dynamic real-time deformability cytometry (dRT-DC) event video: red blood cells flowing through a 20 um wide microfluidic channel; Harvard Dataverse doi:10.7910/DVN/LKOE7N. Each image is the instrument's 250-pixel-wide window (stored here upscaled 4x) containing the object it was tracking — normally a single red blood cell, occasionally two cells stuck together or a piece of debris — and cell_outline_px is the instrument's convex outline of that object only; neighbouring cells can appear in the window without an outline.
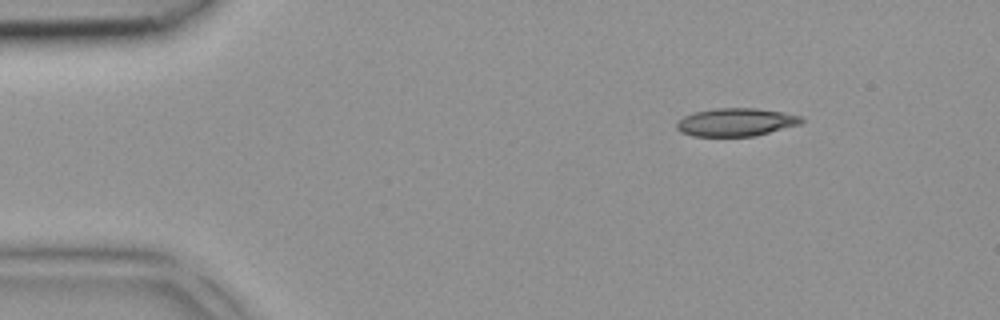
{"species": "common noctule bat (a hibernating species)", "species_latin": "Nyctalus noctula", "temperature_condition": "room temperature", "stored_images_in_passage": 4, "segment_of_instrument_passage": [1, 2], "camera_frame_rate_fps": 3000, "um_per_image_px": 0.085, "animal": {"sex": "female", "body_mass_g": 18.4}, "frame": {"image": 1, "passage_image": 1, "time_ms": 0.0, "image_size_px": [1000, 320], "cell_outline_px": [[804, 120], [800, 124], [752, 136], [692, 136], [680, 132], [676, 128], [676, 124], [684, 116], [696, 112], [712, 108], [756, 108], [784, 112], [804, 116]], "centroid_in_image_um": [62.56, 10.37], "position_along_channel_um": 22.4, "area_um2": 20.35}}